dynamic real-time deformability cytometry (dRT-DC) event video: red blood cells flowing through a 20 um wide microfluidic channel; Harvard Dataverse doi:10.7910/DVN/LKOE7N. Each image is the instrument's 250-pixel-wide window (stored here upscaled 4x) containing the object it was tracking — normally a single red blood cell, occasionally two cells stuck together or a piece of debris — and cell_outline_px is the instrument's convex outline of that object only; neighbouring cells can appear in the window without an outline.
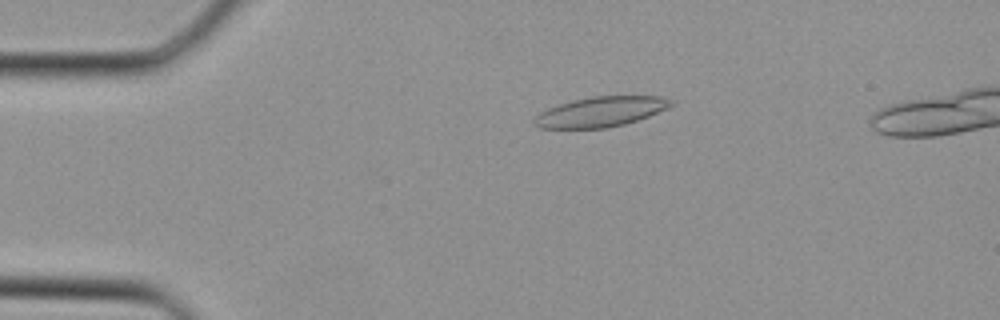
{"species": "Egyptian fruit bat (a non-hibernating species)", "species_latin": "Rousettus aegyptiacus", "temperature_condition": "cold", "stored_images_in_passage": 32, "camera_frame_rate_fps": 3000, "um_per_image_px": 0.085, "animal": {"sex": "female"}, "frame": {"image": 1, "passage_image": 3, "time_ms": 0.667, "image_size_px": [1000, 320], "cell_outline_px": [[676, 104], [668, 108], [648, 116], [624, 124], [604, 128], [540, 128], [532, 124], [536, 116], [540, 112], [548, 108], [572, 100], [592, 96], [660, 96], [672, 100]], "centroid_in_image_um": [51.07, 9.49], "position_along_channel_um": 33.9, "area_um2": 23.87}}
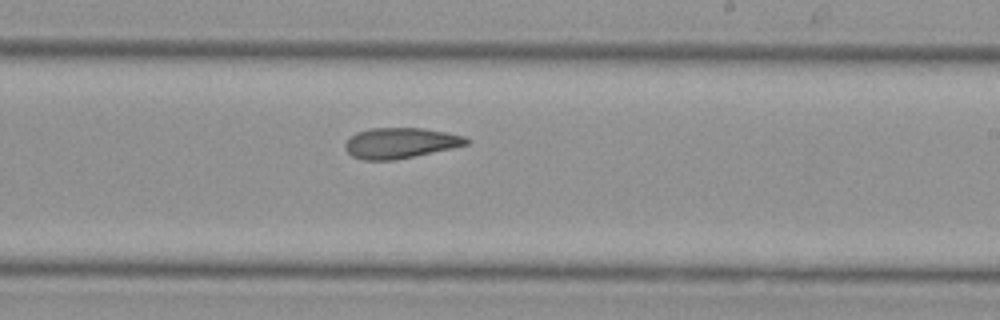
{"frame": {"image": 2, "passage_image": 18, "time_ms": 5.667, "image_size_px": [1000, 320], "cell_outline_px": [[472, 140], [468, 144], [452, 148], [396, 160], [364, 160], [352, 156], [344, 148], [344, 144], [348, 136], [356, 132], [372, 128], [424, 128], [448, 132], [464, 136]], "centroid_in_image_um": [34.02, 12.15], "position_along_channel_um": 255.0, "area_um2": 21.85}}
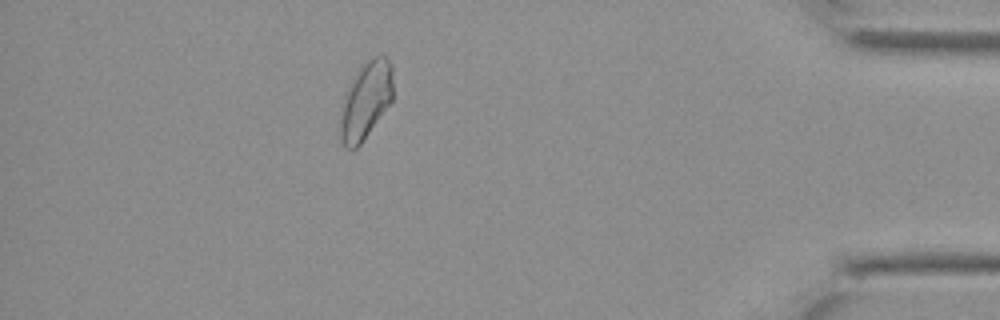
{"frame": {"image": 3, "passage_image": 29, "time_ms": 9.333, "image_size_px": [1000, 320], "cell_outline_px": [[392, 100], [360, 144], [356, 148], [344, 148], [340, 140], [340, 120], [344, 92], [348, 84], [360, 64], [372, 56], [384, 56], [392, 64]], "centroid_in_image_um": [31.06, 8.5], "position_along_channel_um": 404.1, "area_um2": 23.87}}